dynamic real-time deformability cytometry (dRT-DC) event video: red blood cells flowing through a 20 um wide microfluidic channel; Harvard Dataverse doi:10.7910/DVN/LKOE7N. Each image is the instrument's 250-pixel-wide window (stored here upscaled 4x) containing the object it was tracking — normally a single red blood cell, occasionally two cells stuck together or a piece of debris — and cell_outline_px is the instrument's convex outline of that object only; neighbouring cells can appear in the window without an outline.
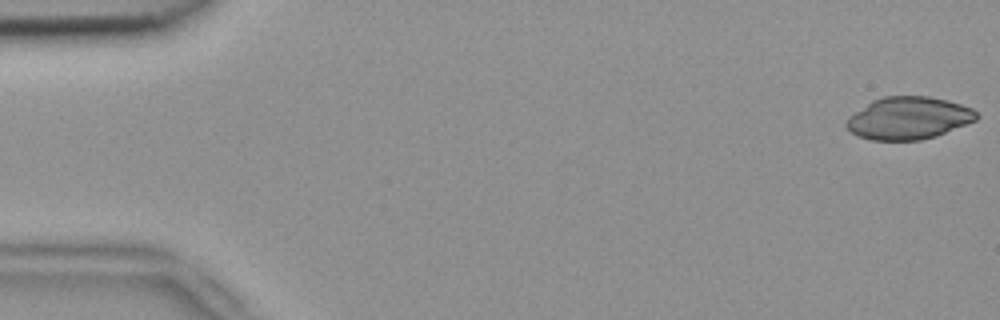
{"species": "common noctule bat (a hibernating species)", "species_latin": "Nyctalus noctula", "temperature_condition": "room temperature", "stored_images_in_passage": 5, "camera_frame_rate_fps": 3000, "um_per_image_px": 0.085, "animal": {"sex": "female", "body_mass_g": 18.4}, "frame": {"image": 1, "passage_image": 1, "time_ms": 0.0, "image_size_px": [1000, 320], "cell_outline_px": [[980, 116], [976, 120], [936, 136], [920, 140], [872, 140], [856, 136], [844, 124], [848, 116], [872, 100], [884, 96], [928, 96], [948, 100], [972, 108]], "centroid_in_image_um": [77.21, 10.04], "position_along_channel_um": 7.8, "area_um2": 32.25}}